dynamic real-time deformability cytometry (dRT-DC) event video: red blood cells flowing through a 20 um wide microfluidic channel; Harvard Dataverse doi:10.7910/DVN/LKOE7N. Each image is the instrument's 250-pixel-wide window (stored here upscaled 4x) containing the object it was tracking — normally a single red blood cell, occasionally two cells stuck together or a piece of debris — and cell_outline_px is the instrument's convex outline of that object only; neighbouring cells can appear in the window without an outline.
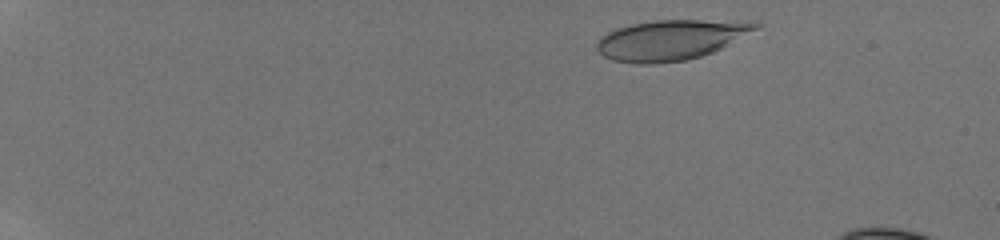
{"species": "human", "species_latin": "Homo sapiens", "temperature_condition": "room temperature", "stored_images_in_passage": 48, "segment_of_instrument_passage": [1, 2], "camera_frame_rate_fps": 3000, "um_per_image_px": 0.085, "donor": {"sex": "male"}, "frame": {"image": 1, "passage_image": 4, "time_ms": 1.0, "image_size_px": [1000, 240], "cell_outline_px": [[764, 24], [760, 28], [712, 52], [700, 56], [684, 60], [652, 64], [636, 64], [612, 60], [604, 56], [596, 48], [596, 44], [608, 32], [632, 24], [656, 20], [756, 20]], "centroid_in_image_um": [57.11, 3.37], "position_along_channel_um": 27.9, "area_um2": 37.17}}
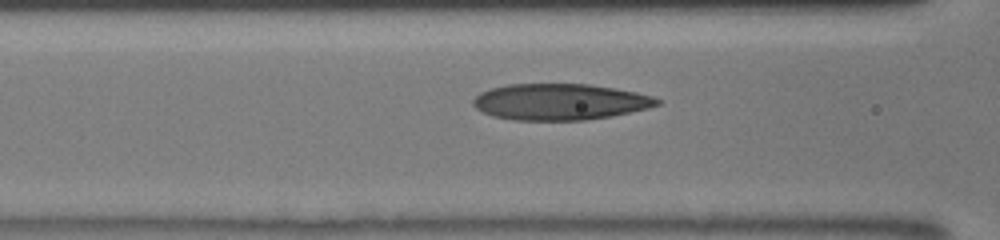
{"frame": {"image": 2, "passage_image": 20, "time_ms": 6.333, "image_size_px": [1000, 240], "cell_outline_px": [[660, 104], [648, 108], [608, 116], [584, 120], [512, 120], [492, 116], [476, 108], [472, 104], [472, 100], [480, 92], [492, 88], [508, 84], [588, 84], [636, 92], [652, 96], [660, 100]], "centroid_in_image_um": [47.55, 8.65], "position_along_channel_um": 119.0, "area_um2": 38.61}}
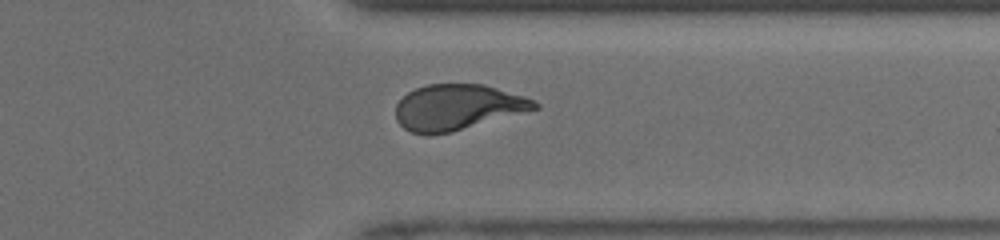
{"frame": {"image": 3, "passage_image": 38, "time_ms": 12.333, "image_size_px": [1000, 240], "cell_outline_px": [[540, 108], [452, 132], [428, 136], [412, 132], [404, 128], [396, 120], [396, 104], [408, 92], [416, 88], [428, 84], [484, 84], [524, 96], [540, 104]], "centroid_in_image_um": [38.88, 9.13], "position_along_channel_um": 372.5, "area_um2": 36.99}}